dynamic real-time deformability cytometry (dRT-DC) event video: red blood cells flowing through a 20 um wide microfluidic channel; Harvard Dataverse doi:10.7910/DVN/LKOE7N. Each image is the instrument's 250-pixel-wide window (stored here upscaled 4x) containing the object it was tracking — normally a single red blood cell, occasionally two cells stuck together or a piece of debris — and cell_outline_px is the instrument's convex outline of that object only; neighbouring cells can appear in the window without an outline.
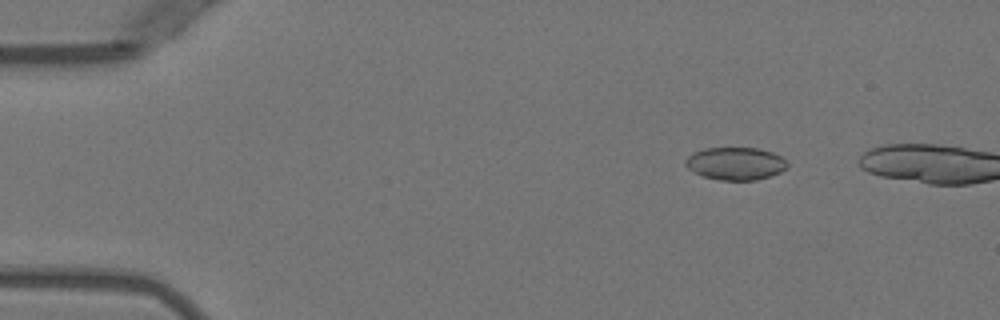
{"species": "Egyptian fruit bat (a non-hibernating species)", "species_latin": "Rousettus aegyptiacus", "temperature_condition": "warm", "stored_images_in_passage": 5, "camera_frame_rate_fps": 3000, "um_per_image_px": 0.085, "animal": {"sex": "female"}, "frame": {"image": 1, "passage_image": 2, "time_ms": 1.333, "image_size_px": [1000, 320], "cell_outline_px": [[788, 168], [780, 172], [756, 180], [720, 180], [704, 176], [688, 168], [684, 164], [684, 160], [692, 152], [704, 148], [756, 148], [772, 152], [780, 156], [788, 164]], "centroid_in_image_um": [62.5, 13.89], "position_along_channel_um": 22.5, "area_um2": 19.31}}